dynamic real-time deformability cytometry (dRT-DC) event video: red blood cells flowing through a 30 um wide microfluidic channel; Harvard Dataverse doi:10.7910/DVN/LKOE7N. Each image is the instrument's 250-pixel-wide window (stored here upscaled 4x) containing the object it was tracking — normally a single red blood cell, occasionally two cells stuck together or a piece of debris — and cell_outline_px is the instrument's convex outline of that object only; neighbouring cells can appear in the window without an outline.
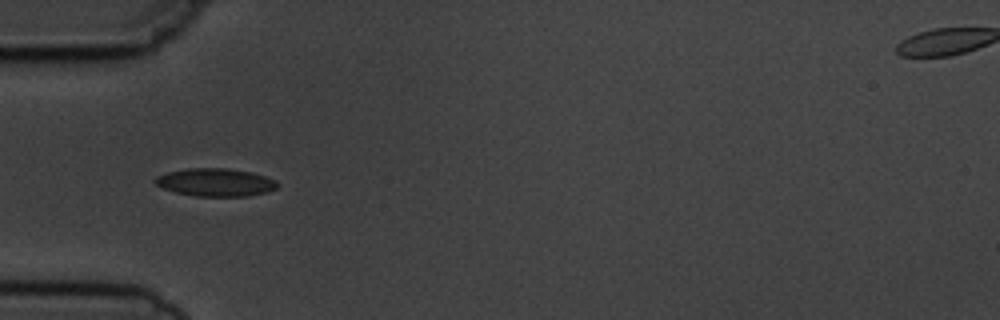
{"species": "common noctule bat (a hibernating species)", "species_latin": "Nyctalus noctula", "temperature_condition": "cold", "stored_images_in_passage": 6, "camera_frame_rate_fps": 3000, "um_per_image_px": 0.085, "animal": {"sex": "male", "body_mass_g": 19.5, "forearm_length_mm": 54.6}, "frame": {"image": 1, "passage_image": 5, "time_ms": 5.333, "image_size_px": [1000, 320], "cell_outline_px": [[280, 184], [276, 188], [268, 192], [248, 196], [192, 196], [176, 192], [164, 188], [156, 184], [152, 180], [156, 176], [168, 172], [188, 168], [228, 168], [252, 172], [276, 180]], "centroid_in_image_um": [18.33, 15.5], "position_along_channel_um": 66.7, "area_um2": 20.0}}
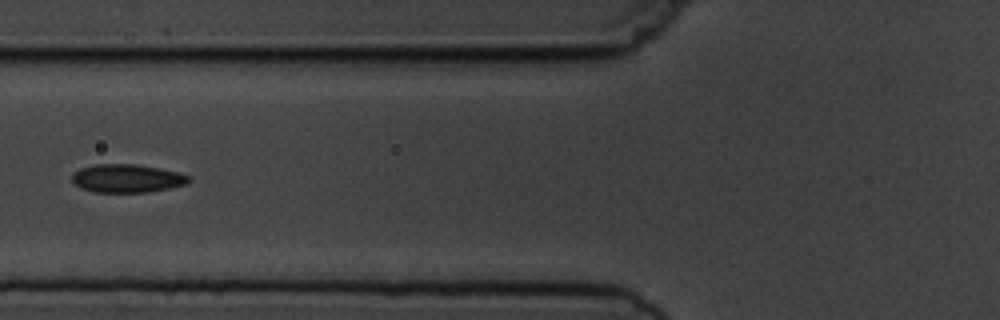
{"frame": {"image": 2, "passage_image": 6, "time_ms": 6.667, "image_size_px": [1000, 320], "cell_outline_px": [[192, 180], [188, 184], [148, 192], [92, 192], [80, 188], [72, 180], [72, 172], [80, 168], [96, 164], [136, 164], [160, 168], [180, 172], [192, 176]], "centroid_in_image_um": [10.83, 15.16], "position_along_channel_um": 115.0, "area_um2": 19.54}}